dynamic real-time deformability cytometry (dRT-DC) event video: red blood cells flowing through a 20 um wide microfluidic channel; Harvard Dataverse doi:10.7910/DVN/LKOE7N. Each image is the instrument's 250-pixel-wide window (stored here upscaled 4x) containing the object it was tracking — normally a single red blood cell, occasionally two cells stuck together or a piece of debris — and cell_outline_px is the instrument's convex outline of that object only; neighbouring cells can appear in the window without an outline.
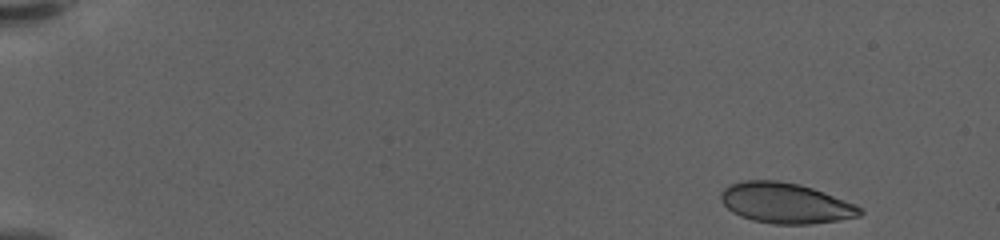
{"species": "human", "species_latin": "Homo sapiens", "temperature_condition": "warm", "stored_images_in_passage": 55, "camera_frame_rate_fps": 3000, "um_per_image_px": 0.085, "donor": {"sex": "female"}, "frame": {"image": 1, "passage_image": 2, "time_ms": 0.333, "image_size_px": [1000, 240], "cell_outline_px": [[864, 212], [860, 216], [812, 224], [772, 224], [752, 220], [740, 216], [732, 212], [720, 200], [720, 192], [724, 188], [732, 184], [744, 180], [776, 180], [800, 184], [812, 188], [856, 204]], "centroid_in_image_um": [66.75, 17.26], "position_along_channel_um": 18.3, "area_um2": 32.77}}
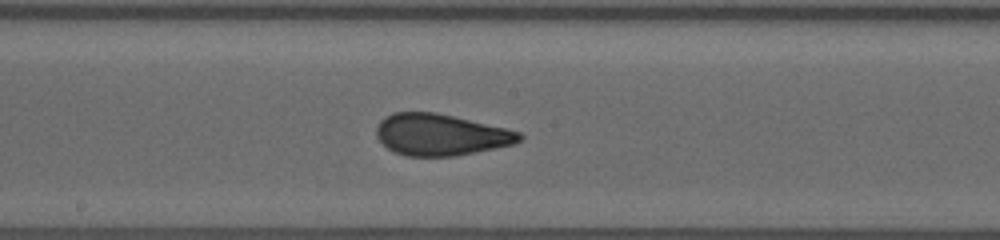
{"frame": {"image": 2, "passage_image": 30, "time_ms": 9.667, "image_size_px": [1000, 240], "cell_outline_px": [[524, 136], [520, 140], [512, 144], [452, 156], [404, 156], [388, 148], [376, 136], [376, 128], [380, 120], [384, 116], [392, 112], [436, 112], [504, 128], [520, 132]], "centroid_in_image_um": [37.39, 11.44], "position_along_channel_um": 210.8, "area_um2": 34.16}}
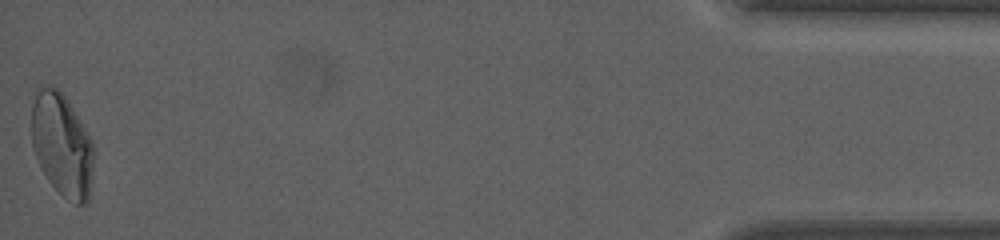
{"frame": {"image": 3, "passage_image": 55, "time_ms": 18.0, "image_size_px": [1000, 240], "cell_outline_px": [[92, 176], [88, 204], [76, 204], [64, 196], [48, 180], [32, 148], [32, 104], [40, 88], [52, 84], [64, 96], [72, 108], [92, 140]], "centroid_in_image_um": [5.27, 12.33], "position_along_channel_um": 429.9, "area_um2": 36.59}, "authors_computed_cell_mechanics": {"area_um2": 34.2754, "velocity_mm_per_s": 3.6109, "shape_relaxation_time_tau1_ms": 7.2245, "shape_relaxation_time_tau2_ms": null, "deformation_change_tau1": 0.2137, "deformation_change_tau2": null}}